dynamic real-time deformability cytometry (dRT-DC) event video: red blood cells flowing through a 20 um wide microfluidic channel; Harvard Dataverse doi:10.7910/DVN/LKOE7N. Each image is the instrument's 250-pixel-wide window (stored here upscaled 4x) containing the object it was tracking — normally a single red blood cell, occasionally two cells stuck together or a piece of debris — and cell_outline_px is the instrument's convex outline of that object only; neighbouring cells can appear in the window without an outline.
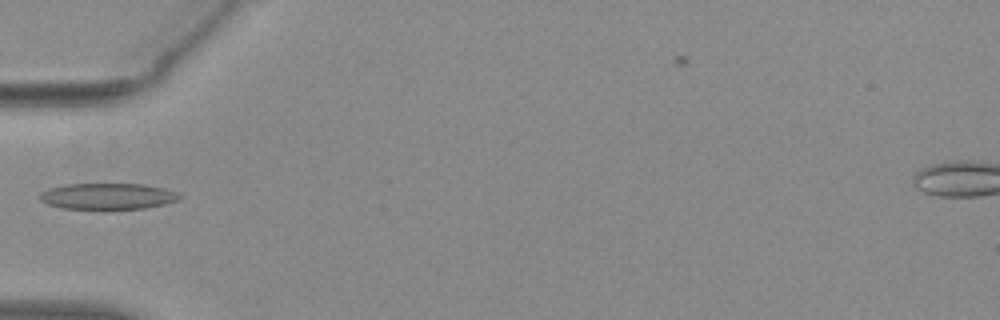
{"species": "common noctule bat (a hibernating species)", "species_latin": "Nyctalus noctula", "temperature_condition": "warm", "stored_images_in_passage": 35, "camera_frame_rate_fps": 3000, "um_per_image_px": 0.085, "animal": {"sex": "female", "body_mass_g": 29.2, "forearm_length_mm": 56.3}, "frame": {"image": 1, "passage_image": 1, "time_ms": 0.0, "image_size_px": [1000, 320], "cell_outline_px": [[184, 196], [176, 200], [164, 204], [144, 208], [104, 212], [64, 208], [48, 204], [40, 200], [40, 192], [64, 184], [144, 184], [164, 188], [176, 192]], "centroid_in_image_um": [9.16, 16.72], "position_along_channel_um": 75.8, "area_um2": 22.08}}
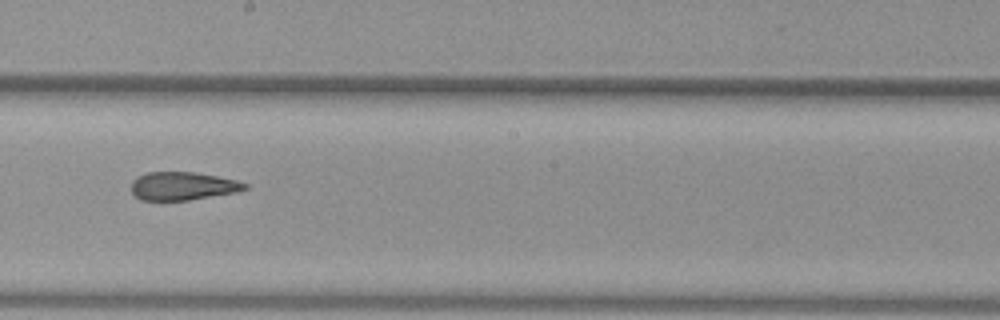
{"frame": {"image": 2, "passage_image": 13, "time_ms": 4.0, "image_size_px": [1000, 320], "cell_outline_px": [[248, 188], [236, 192], [188, 200], [140, 200], [132, 192], [132, 180], [136, 176], [148, 172], [196, 172], [236, 180], [248, 184]], "centroid_in_image_um": [15.52, 15.8], "position_along_channel_um": 232.7, "area_um2": 18.61}}
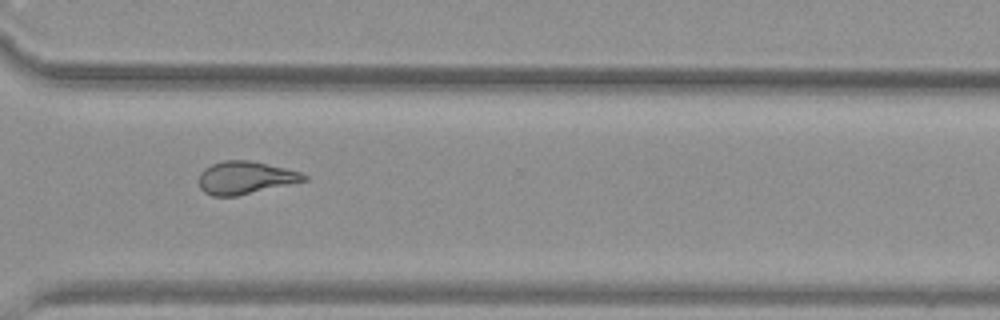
{"frame": {"image": 3, "passage_image": 22, "time_ms": 7.0, "image_size_px": [1000, 320], "cell_outline_px": [[308, 180], [236, 196], [212, 196], [204, 192], [200, 188], [200, 172], [204, 168], [212, 164], [224, 160], [248, 160], [268, 164], [300, 172], [308, 176]], "centroid_in_image_um": [20.84, 15.1], "position_along_channel_um": 349.8, "area_um2": 19.88}}